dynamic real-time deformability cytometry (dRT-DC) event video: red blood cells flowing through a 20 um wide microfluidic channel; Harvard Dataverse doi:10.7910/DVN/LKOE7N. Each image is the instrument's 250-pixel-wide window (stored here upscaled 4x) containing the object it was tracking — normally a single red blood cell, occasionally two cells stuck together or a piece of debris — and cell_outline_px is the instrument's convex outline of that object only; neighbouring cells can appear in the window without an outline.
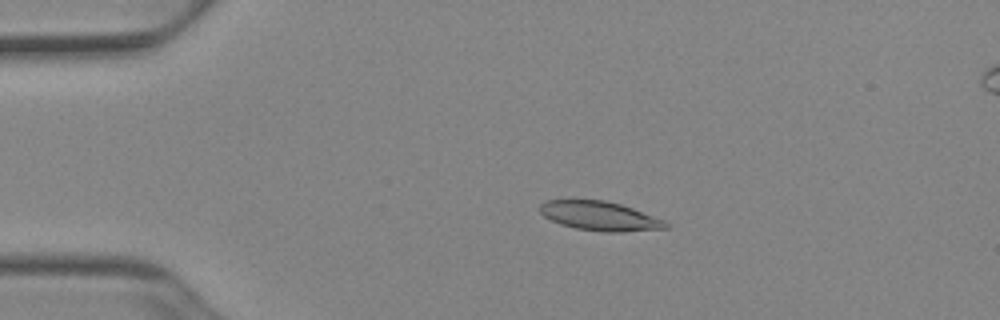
{"species": "Egyptian fruit bat (a non-hibernating species)", "species_latin": "Rousettus aegyptiacus", "temperature_condition": "cold", "stored_images_in_passage": 45, "camera_frame_rate_fps": 3000, "um_per_image_px": 0.085, "animal": {"sex": "female"}, "frame": {"image": 1, "passage_image": 4, "time_ms": 1.0, "image_size_px": [1000, 320], "cell_outline_px": [[668, 228], [620, 232], [604, 232], [576, 228], [560, 224], [544, 216], [540, 212], [540, 204], [544, 200], [604, 200], [620, 204], [632, 208], [664, 220], [668, 224]], "centroid_in_image_um": [50.96, 18.36], "position_along_channel_um": 34.0, "area_um2": 21.21}}
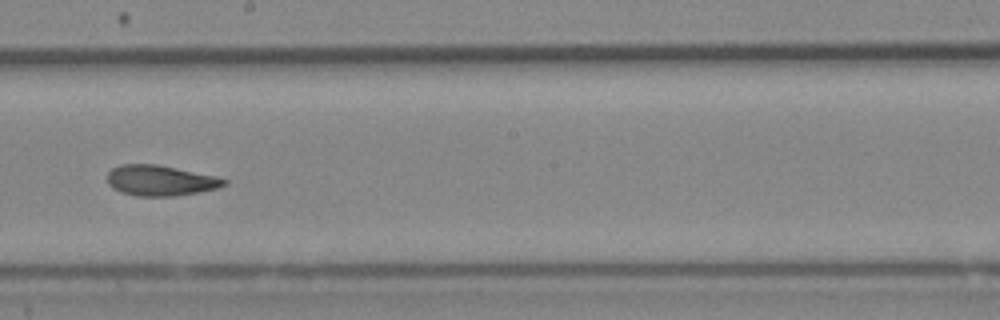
{"frame": {"image": 2, "passage_image": 23, "time_ms": 7.333, "image_size_px": [1000, 320], "cell_outline_px": [[228, 184], [220, 188], [172, 196], [136, 196], [120, 192], [112, 188], [108, 184], [108, 172], [112, 168], [120, 164], [156, 164], [216, 176], [228, 180]], "centroid_in_image_um": [13.63, 15.34], "position_along_channel_um": 234.6, "area_um2": 20.81}}
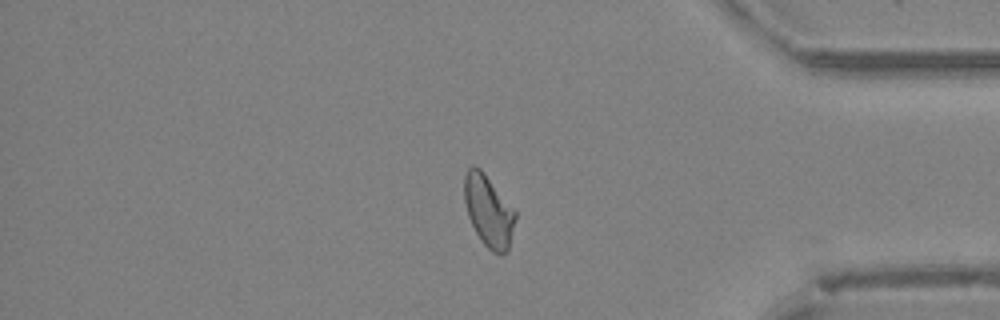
{"frame": {"image": 3, "passage_image": 37, "time_ms": 12.0, "image_size_px": [1000, 320], "cell_outline_px": [[516, 216], [508, 252], [500, 256], [492, 252], [480, 240], [468, 216], [464, 200], [464, 176], [468, 168], [472, 164], [480, 168], [484, 172], [516, 212]], "centroid_in_image_um": [41.52, 17.95], "position_along_channel_um": 393.7, "area_um2": 21.33}, "authors_computed_cell_mechanics": {"area_um2": 21.1548, "velocity_mm_per_s": 3.8931, "shape_relaxation_time_tau1_ms": 5.2448, "shape_relaxation_time_tau2_ms": 2.213, "deformation_change_tau1": 0.1714, "deformation_change_tau2": 0.0917}}